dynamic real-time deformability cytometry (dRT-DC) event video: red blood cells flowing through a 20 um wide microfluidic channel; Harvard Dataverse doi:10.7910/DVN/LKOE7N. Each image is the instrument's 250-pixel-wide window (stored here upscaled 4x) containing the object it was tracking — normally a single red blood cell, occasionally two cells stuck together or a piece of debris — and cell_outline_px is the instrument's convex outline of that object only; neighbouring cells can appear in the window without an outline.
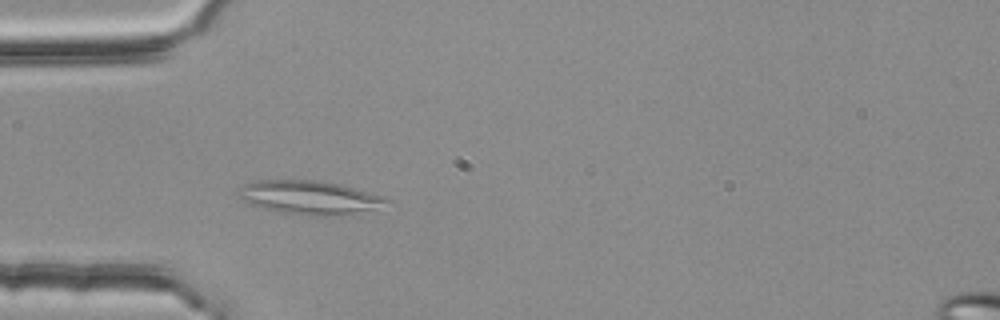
{"species": "common noctule bat (a hibernating species)", "species_latin": "Nyctalus noctula", "temperature_condition": "room temperature", "stored_images_in_passage": 2, "camera_frame_rate_fps": 3000, "um_per_image_px": 0.085, "animal": {"sex": "female", "body_mass_g": 25.1}, "frame": {"image": 1, "passage_image": 2, "time_ms": 0.333, "image_size_px": [1000, 320], "cell_outline_px": [[392, 200], [384, 212], [340, 216], [308, 216], [280, 212], [248, 204], [240, 196], [244, 184], [252, 180], [320, 180], [340, 184], [384, 196]], "centroid_in_image_um": [26.56, 16.83], "position_along_channel_um": 58.4, "area_um2": 30.23}}